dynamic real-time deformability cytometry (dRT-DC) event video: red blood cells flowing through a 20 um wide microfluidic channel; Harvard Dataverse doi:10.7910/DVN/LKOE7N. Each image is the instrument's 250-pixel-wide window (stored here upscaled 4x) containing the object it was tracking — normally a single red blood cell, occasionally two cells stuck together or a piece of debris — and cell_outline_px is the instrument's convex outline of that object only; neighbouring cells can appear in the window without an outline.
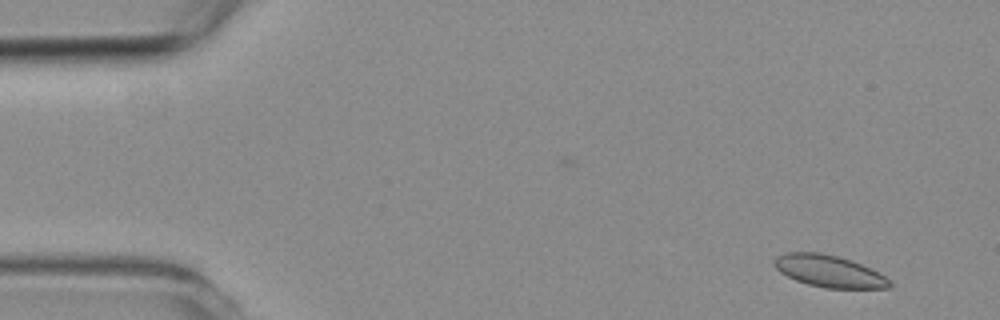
{"species": "common noctule bat (a hibernating species)", "species_latin": "Nyctalus noctula", "temperature_condition": "room temperature", "stored_images_in_passage": 2, "camera_frame_rate_fps": 3000, "um_per_image_px": 0.085, "animal": {"sex": "female", "body_mass_g": 19.3, "forearm_length_mm": 54.1}, "frame": {"image": 1, "passage_image": 2, "time_ms": 2.0, "image_size_px": [1000, 320], "cell_outline_px": [[892, 284], [888, 288], [824, 288], [808, 284], [796, 280], [780, 272], [772, 264], [772, 260], [776, 256], [784, 252], [820, 252], [852, 260], [892, 280]], "centroid_in_image_um": [70.42, 23.04], "position_along_channel_um": 14.6, "area_um2": 21.44}}